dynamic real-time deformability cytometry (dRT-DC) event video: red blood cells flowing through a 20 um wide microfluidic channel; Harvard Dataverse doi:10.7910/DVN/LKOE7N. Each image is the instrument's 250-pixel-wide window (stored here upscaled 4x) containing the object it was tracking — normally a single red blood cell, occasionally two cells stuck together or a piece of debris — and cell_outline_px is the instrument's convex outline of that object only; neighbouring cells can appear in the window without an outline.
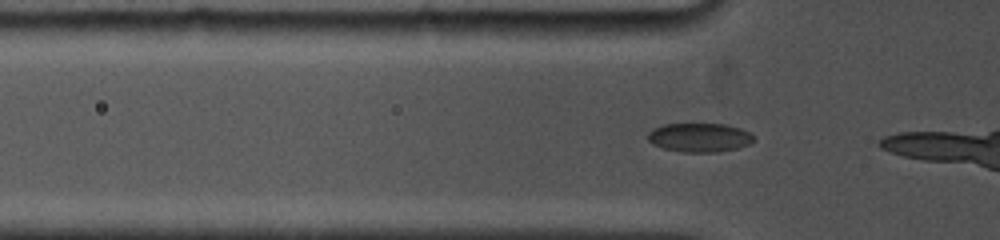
{"species": "common noctule bat (a hibernating species)", "species_latin": "Nyctalus noctula", "temperature_condition": "cold", "stored_images_in_passage": 11, "camera_frame_rate_fps": 5000, "um_per_image_px": 0.085, "animal": {"sex": "female", "body_mass_g": 19.0, "forearm_length_mm": 53.3}, "frame": {"image": 1, "passage_image": 6, "time_ms": 0.8, "image_size_px": [1000, 240], "cell_outline_px": [[752, 140], [748, 144], [736, 148], [720, 152], [684, 152], [664, 148], [652, 144], [648, 140], [648, 132], [652, 128], [664, 124], [724, 124], [740, 128], [748, 132], [752, 136]], "centroid_in_image_um": [59.4, 11.68], "position_along_channel_um": 66.4, "area_um2": 17.69}}